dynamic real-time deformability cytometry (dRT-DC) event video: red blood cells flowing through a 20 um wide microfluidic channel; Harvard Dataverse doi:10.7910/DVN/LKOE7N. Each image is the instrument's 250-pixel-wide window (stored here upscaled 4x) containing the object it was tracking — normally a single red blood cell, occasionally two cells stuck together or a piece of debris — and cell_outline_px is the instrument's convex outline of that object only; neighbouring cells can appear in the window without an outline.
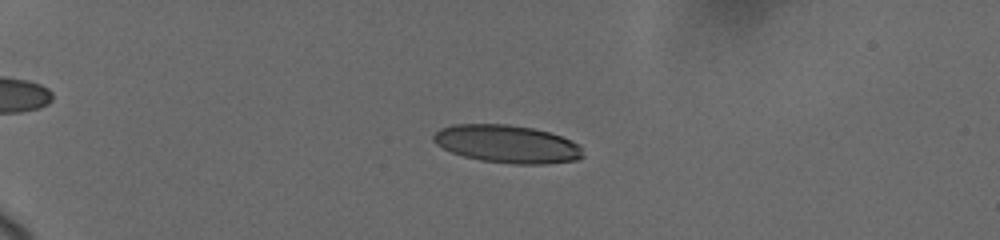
{"species": "human", "species_latin": "Homo sapiens", "temperature_condition": "cold", "stored_images_in_passage": 28, "camera_frame_rate_fps": 3000, "um_per_image_px": 0.085, "donor": {"sex": "female"}, "frame": {"image": 1, "passage_image": 11, "time_ms": 5.0, "image_size_px": [1000, 240], "cell_outline_px": [[584, 156], [576, 160], [548, 164], [512, 164], [480, 160], [464, 156], [452, 152], [436, 144], [432, 140], [432, 136], [440, 128], [452, 124], [508, 124], [532, 128], [548, 132], [560, 136], [576, 144], [580, 148]], "centroid_in_image_um": [43.06, 12.24], "position_along_channel_um": 41.9, "area_um2": 32.83}}
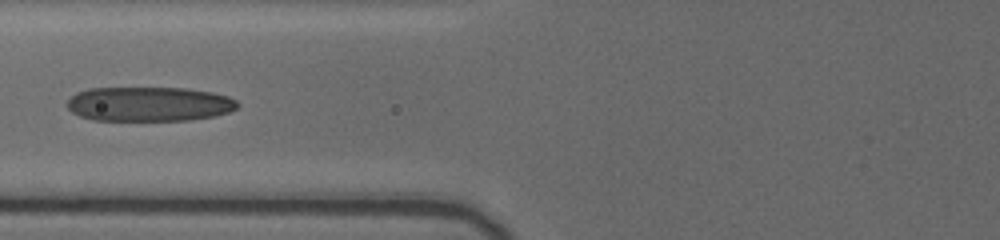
{"frame": {"image": 2, "passage_image": 18, "time_ms": 8.667, "image_size_px": [1000, 240], "cell_outline_px": [[240, 104], [236, 108], [228, 112], [212, 116], [188, 120], [92, 120], [80, 116], [72, 112], [68, 108], [68, 100], [76, 92], [88, 88], [188, 88], [212, 92], [228, 96], [236, 100]], "centroid_in_image_um": [12.67, 8.83], "position_along_channel_um": 113.1, "area_um2": 34.28}}
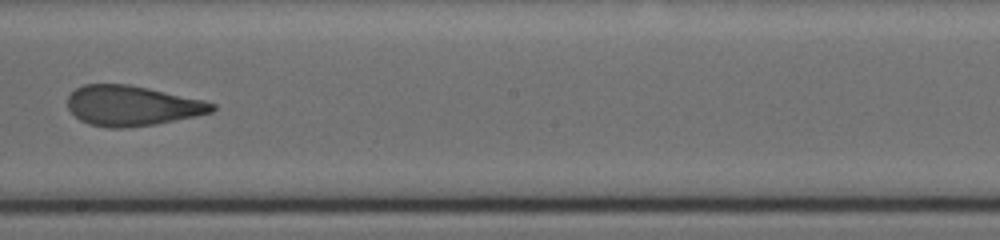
{"frame": {"image": 3, "passage_image": 26, "time_ms": 12.0, "image_size_px": [1000, 240], "cell_outline_px": [[216, 108], [212, 112], [196, 116], [156, 124], [124, 128], [108, 128], [88, 124], [80, 120], [68, 108], [68, 96], [76, 88], [84, 84], [128, 84], [148, 88], [204, 100], [216, 104]], "centroid_in_image_um": [11.23, 8.99], "position_along_channel_um": 237.0, "area_um2": 33.81}}